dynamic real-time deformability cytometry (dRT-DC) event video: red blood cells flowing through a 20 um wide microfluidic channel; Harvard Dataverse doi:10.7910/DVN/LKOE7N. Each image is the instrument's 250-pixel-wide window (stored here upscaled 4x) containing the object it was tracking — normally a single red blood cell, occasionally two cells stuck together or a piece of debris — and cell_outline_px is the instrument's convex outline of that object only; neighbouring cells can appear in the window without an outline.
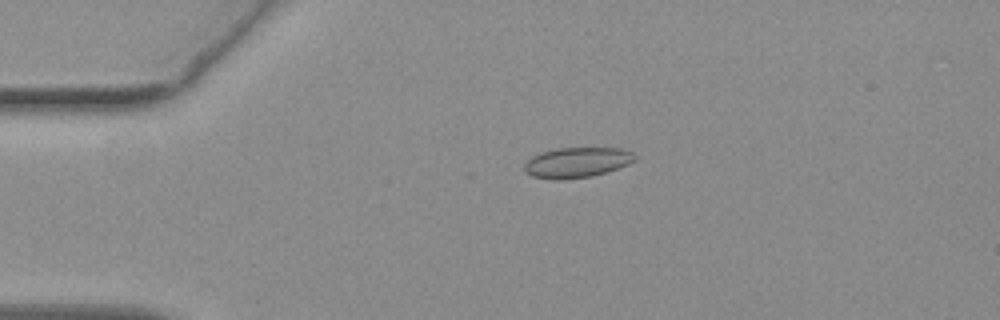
{"species": "common noctule bat (a hibernating species)", "species_latin": "Nyctalus noctula", "temperature_condition": "warm", "stored_images_in_passage": 53, "camera_frame_rate_fps": 3000, "um_per_image_px": 0.085, "animal": {"sex": "female", "body_mass_g": 19.3, "forearm_length_mm": 54.1}, "frame": {"image": 1, "passage_image": 11, "time_ms": 3.333, "image_size_px": [1000, 320], "cell_outline_px": [[636, 160], [628, 164], [592, 176], [564, 180], [552, 180], [532, 176], [524, 172], [524, 164], [532, 156], [540, 152], [556, 148], [620, 148], [632, 152], [636, 156]], "centroid_in_image_um": [48.99, 13.81], "position_along_channel_um": 36.0, "area_um2": 19.59}}
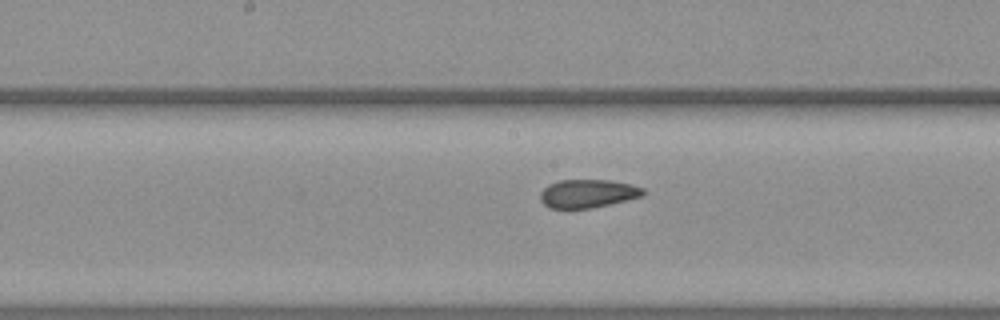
{"frame": {"image": 2, "passage_image": 27, "time_ms": 8.667, "image_size_px": [1000, 320], "cell_outline_px": [[644, 196], [592, 208], [548, 208], [540, 200], [540, 192], [548, 184], [560, 180], [608, 180], [632, 184], [644, 188]], "centroid_in_image_um": [49.96, 16.45], "position_along_channel_um": 198.2, "area_um2": 17.05}}
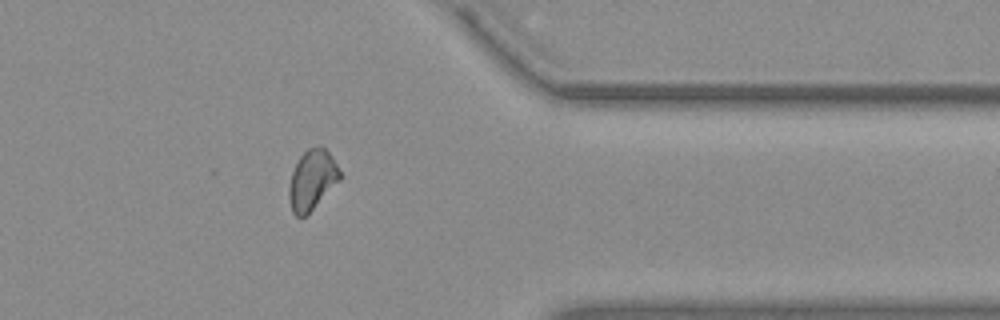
{"frame": {"image": 3, "passage_image": 43, "time_ms": 14.0, "image_size_px": [1000, 320], "cell_outline_px": [[340, 180], [304, 216], [296, 216], [292, 212], [288, 200], [288, 188], [292, 172], [300, 156], [308, 148], [324, 148], [332, 156], [340, 172]], "centroid_in_image_um": [26.5, 15.3], "position_along_channel_um": 384.9, "area_um2": 17.28}, "authors_computed_cell_mechanics": {"area_um2": 17.9758, "velocity_mm_per_s": 3.7715, "shape_relaxation_time_tau1_ms": null, "shape_relaxation_time_tau2_ms": 1.887, "deformation_change_tau1": null, "deformation_change_tau2": 0.0792}}